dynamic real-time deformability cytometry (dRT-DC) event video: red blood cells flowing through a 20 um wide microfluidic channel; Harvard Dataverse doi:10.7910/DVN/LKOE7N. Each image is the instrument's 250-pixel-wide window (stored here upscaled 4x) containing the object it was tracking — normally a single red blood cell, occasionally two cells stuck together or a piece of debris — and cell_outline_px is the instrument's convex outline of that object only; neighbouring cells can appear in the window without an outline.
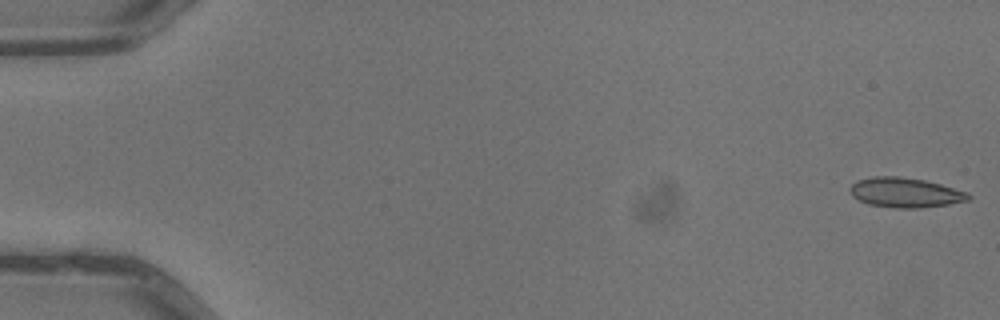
{"species": "common noctule bat (a hibernating species)", "species_latin": "Nyctalus noctula", "temperature_condition": "warm", "stored_images_in_passage": 5, "camera_frame_rate_fps": 3000, "um_per_image_px": 0.085, "animal": {"sex": "male", "body_mass_g": 13.3}, "frame": {"image": 1, "passage_image": 1, "time_ms": 0.0, "image_size_px": [1000, 320], "cell_outline_px": [[972, 196], [968, 200], [948, 204], [920, 208], [896, 208], [868, 204], [852, 196], [848, 188], [856, 180], [872, 176], [900, 176], [924, 180], [940, 184], [968, 192]], "centroid_in_image_um": [76.92, 16.36], "position_along_channel_um": 8.1, "area_um2": 20.63}}
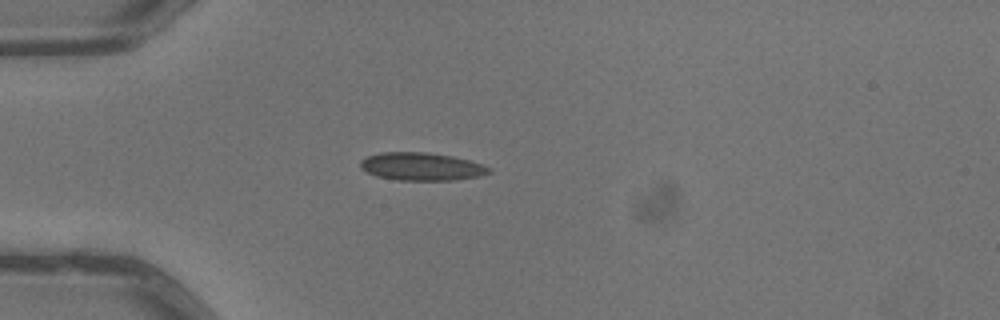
{"frame": {"image": 2, "passage_image": 5, "time_ms": 1.333, "image_size_px": [1000, 320], "cell_outline_px": [[492, 172], [480, 176], [456, 180], [396, 180], [376, 176], [360, 168], [360, 160], [368, 156], [380, 152], [428, 152], [452, 156], [468, 160], [492, 168]], "centroid_in_image_um": [35.83, 14.16], "position_along_channel_um": 49.2, "area_um2": 20.98}}